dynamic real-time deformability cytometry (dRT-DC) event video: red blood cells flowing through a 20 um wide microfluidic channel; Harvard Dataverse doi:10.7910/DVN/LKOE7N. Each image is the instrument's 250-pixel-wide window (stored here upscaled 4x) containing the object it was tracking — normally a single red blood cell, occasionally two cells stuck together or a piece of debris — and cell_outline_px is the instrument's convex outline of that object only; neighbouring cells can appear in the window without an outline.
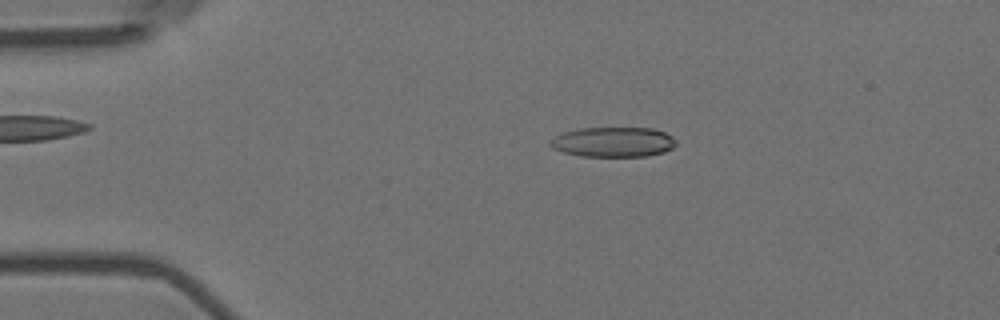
{"species": "Egyptian fruit bat (a non-hibernating species)", "species_latin": "Rousettus aegyptiacus", "temperature_condition": "room temperature", "stored_images_in_passage": 5, "camera_frame_rate_fps": 3000, "um_per_image_px": 0.085, "animal": {"sex": "female"}, "frame": {"image": 1, "passage_image": 3, "time_ms": 0.667, "image_size_px": [1000, 320], "cell_outline_px": [[676, 144], [672, 148], [664, 152], [648, 156], [580, 156], [564, 152], [552, 148], [548, 144], [548, 140], [564, 132], [580, 128], [652, 128], [664, 132], [672, 136], [676, 140]], "centroid_in_image_um": [52.12, 12.07], "position_along_channel_um": 32.9, "area_um2": 22.02}}
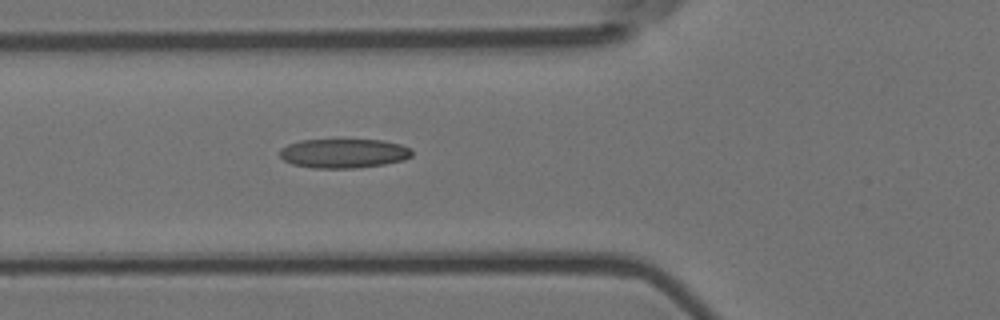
{"frame": {"image": 2, "passage_image": 5, "time_ms": 1.333, "image_size_px": [1000, 320], "cell_outline_px": [[412, 156], [404, 160], [384, 164], [356, 168], [312, 168], [292, 164], [284, 160], [280, 156], [280, 148], [288, 144], [300, 140], [384, 140], [400, 144], [412, 148]], "centroid_in_image_um": [29.22, 13.03], "position_along_channel_um": 96.6, "area_um2": 22.66}}